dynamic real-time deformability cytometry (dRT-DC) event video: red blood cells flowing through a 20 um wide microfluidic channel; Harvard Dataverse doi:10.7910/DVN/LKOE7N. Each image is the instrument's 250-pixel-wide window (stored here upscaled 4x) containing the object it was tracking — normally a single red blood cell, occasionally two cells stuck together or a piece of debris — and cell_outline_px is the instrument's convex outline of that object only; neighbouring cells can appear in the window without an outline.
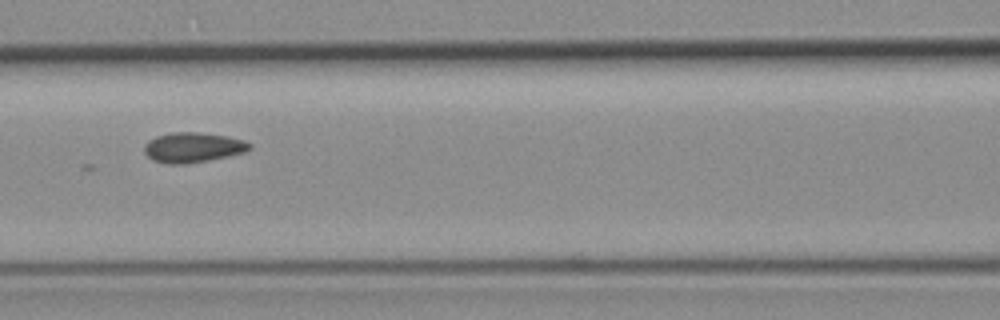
{"species": "common noctule bat (a hibernating species)", "species_latin": "Nyctalus noctula", "temperature_condition": "room temperature", "stored_images_in_passage": 7, "camera_frame_rate_fps": 3000, "um_per_image_px": 0.085, "animal": {"sex": "female", "body_mass_g": 19.3, "forearm_length_mm": 54.1}, "frame": {"image": 1, "passage_image": 7, "time_ms": 7.0, "image_size_px": [1000, 320], "cell_outline_px": [[252, 148], [244, 152], [228, 156], [208, 160], [184, 164], [168, 164], [152, 160], [144, 152], [144, 144], [148, 140], [156, 136], [172, 132], [196, 132], [228, 136], [244, 140], [252, 144]], "centroid_in_image_um": [16.39, 12.53], "position_along_channel_um": 150.2, "area_um2": 18.5}}